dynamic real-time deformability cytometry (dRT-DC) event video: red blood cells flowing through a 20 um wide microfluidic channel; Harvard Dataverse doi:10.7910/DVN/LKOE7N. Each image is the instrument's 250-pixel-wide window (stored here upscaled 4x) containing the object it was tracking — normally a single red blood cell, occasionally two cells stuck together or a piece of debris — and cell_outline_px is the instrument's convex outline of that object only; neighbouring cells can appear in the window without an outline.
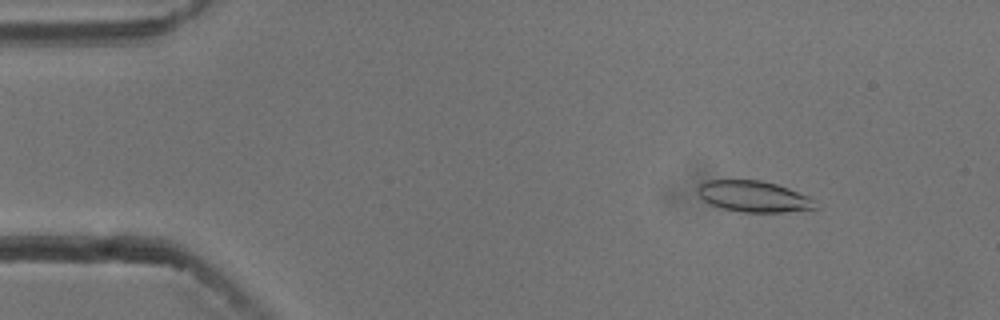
{"species": "common noctule bat (a hibernating species)", "species_latin": "Nyctalus noctula", "temperature_condition": "cold", "stored_images_in_passage": 53, "camera_frame_rate_fps": 3000, "um_per_image_px": 0.085, "animal": {"sex": "male", "body_mass_g": 13.3}, "frame": {"image": 1, "passage_image": 6, "time_ms": 1.667, "image_size_px": [1000, 320], "cell_outline_px": [[820, 208], [784, 212], [744, 212], [724, 208], [712, 204], [704, 200], [696, 192], [696, 188], [700, 184], [708, 180], [760, 180], [776, 184], [788, 188], [808, 196]], "centroid_in_image_um": [64.06, 16.69], "position_along_channel_um": 20.9, "area_um2": 21.15}}
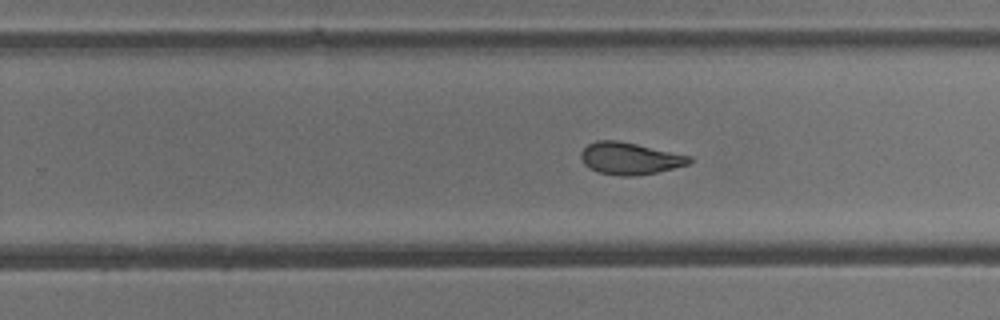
{"frame": {"image": 2, "passage_image": 33, "time_ms": 10.667, "image_size_px": [1000, 320], "cell_outline_px": [[692, 164], [656, 172], [632, 176], [620, 176], [600, 172], [584, 164], [580, 156], [580, 152], [588, 144], [596, 140], [620, 140], [692, 156]], "centroid_in_image_um": [53.57, 13.45], "position_along_channel_um": 276.2, "area_um2": 20.29}}
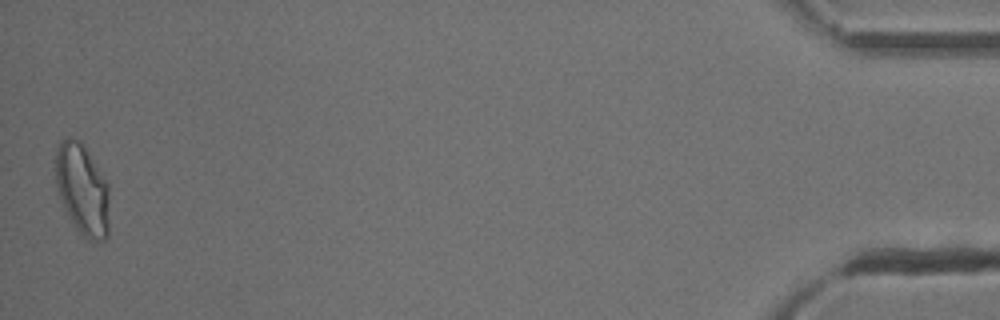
{"frame": {"image": 3, "passage_image": 53, "time_ms": 17.333, "image_size_px": [1000, 320], "cell_outline_px": [[108, 236], [104, 240], [88, 240], [80, 236], [64, 208], [56, 188], [52, 168], [52, 160], [56, 148], [60, 140], [68, 136], [80, 140], [84, 144], [108, 184]], "centroid_in_image_um": [6.93, 16.05], "position_along_channel_um": 428.3, "area_um2": 29.54}, "authors_computed_cell_mechanics": {"area_um2": 21.2704, "velocity_mm_per_s": 3.7605, "shape_relaxation_time_tau1_ms": 5.0008, "shape_relaxation_time_tau2_ms": 1.6821, "deformation_change_tau1": 0.1729, "deformation_change_tau2": 0.0838}}